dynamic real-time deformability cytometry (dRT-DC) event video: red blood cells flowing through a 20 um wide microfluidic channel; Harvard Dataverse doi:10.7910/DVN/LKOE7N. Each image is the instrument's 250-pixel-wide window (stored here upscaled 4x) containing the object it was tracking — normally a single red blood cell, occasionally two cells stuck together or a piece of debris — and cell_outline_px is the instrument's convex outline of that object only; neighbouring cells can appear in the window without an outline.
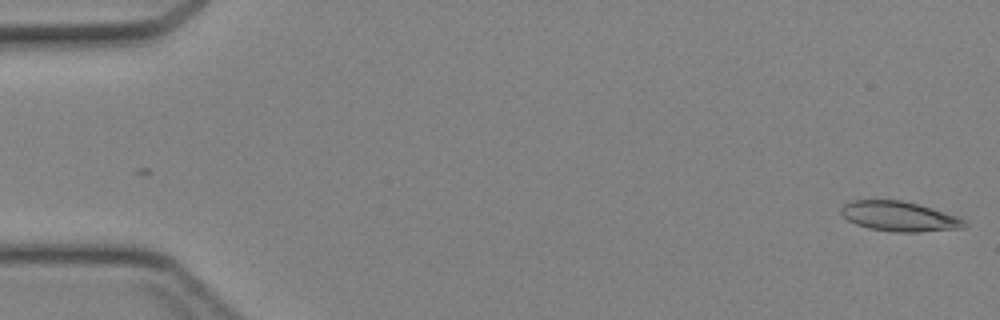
{"species": "Egyptian fruit bat (a non-hibernating species)", "species_latin": "Rousettus aegyptiacus", "temperature_condition": "cold", "stored_images_in_passage": 46, "camera_frame_rate_fps": 3000, "um_per_image_px": 0.085, "animal": {"sex": "female"}, "frame": {"image": 1, "passage_image": 1, "time_ms": 0.0, "image_size_px": [1000, 320], "cell_outline_px": [[968, 224], [964, 228], [916, 232], [892, 232], [868, 228], [856, 224], [848, 220], [840, 212], [840, 208], [844, 204], [852, 200], [900, 200], [932, 208], [956, 216], [964, 220]], "centroid_in_image_um": [76.42, 18.4], "position_along_channel_um": 8.6, "area_um2": 21.39}}
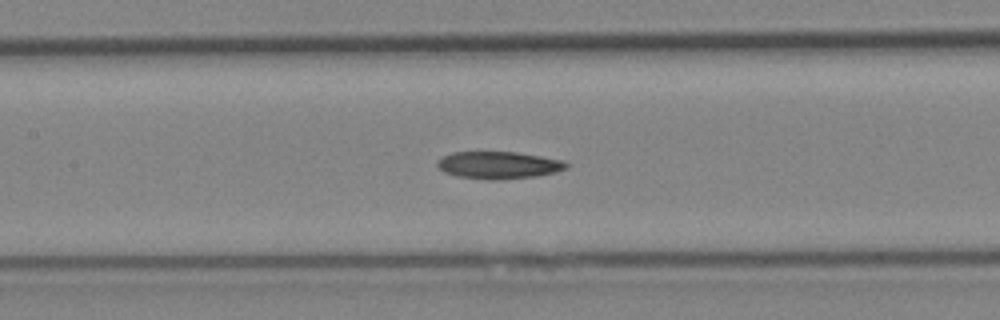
{"frame": {"image": 2, "passage_image": 21, "time_ms": 6.667, "image_size_px": [1000, 320], "cell_outline_px": [[568, 168], [556, 172], [536, 176], [496, 180], [488, 180], [456, 176], [444, 172], [436, 164], [444, 156], [452, 152], [516, 152], [540, 156], [560, 160], [568, 164]], "centroid_in_image_um": [42.38, 14.04], "position_along_channel_um": 165.0, "area_um2": 20.35}}
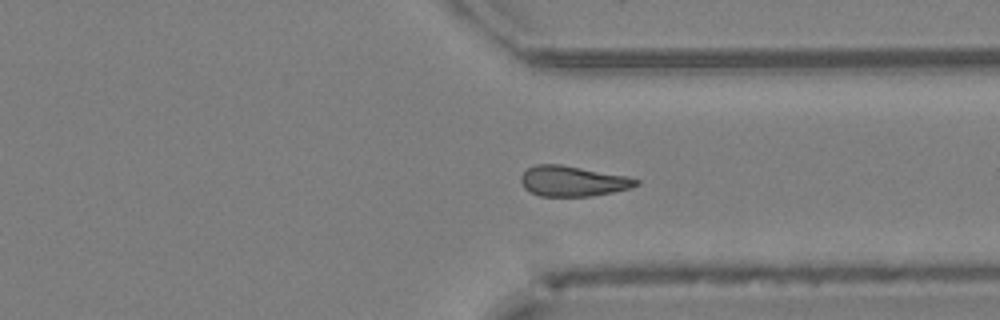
{"frame": {"image": 3, "passage_image": 34, "time_ms": 11.0, "image_size_px": [1000, 320], "cell_outline_px": [[640, 184], [632, 188], [592, 196], [540, 196], [524, 188], [520, 180], [520, 176], [528, 168], [536, 164], [560, 164], [628, 176], [640, 180]], "centroid_in_image_um": [48.71, 15.39], "position_along_channel_um": 362.7, "area_um2": 20.46}}